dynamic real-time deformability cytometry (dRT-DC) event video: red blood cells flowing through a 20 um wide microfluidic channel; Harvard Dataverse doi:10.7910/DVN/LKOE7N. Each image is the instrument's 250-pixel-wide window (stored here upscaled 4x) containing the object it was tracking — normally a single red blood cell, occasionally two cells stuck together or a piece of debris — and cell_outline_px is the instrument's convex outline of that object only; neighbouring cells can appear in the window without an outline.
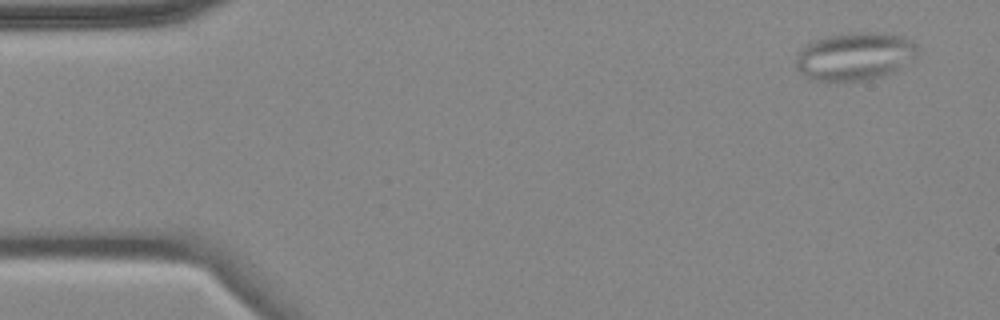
{"species": "common noctule bat (a hibernating species)", "species_latin": "Nyctalus noctula", "temperature_condition": "cold", "stored_images_in_passage": 2, "camera_frame_rate_fps": 3000, "um_per_image_px": 0.085, "animal": {"sex": "female", "body_mass_g": 18.4}, "frame": {"image": 1, "passage_image": 1, "time_ms": 0.0, "image_size_px": [1000, 320], "cell_outline_px": [[916, 60], [892, 72], [868, 80], [828, 84], [812, 80], [800, 72], [796, 68], [796, 56], [808, 44], [816, 40], [828, 36], [852, 32], [880, 32], [904, 36], [912, 40], [916, 44]], "centroid_in_image_um": [72.68, 4.82], "position_along_channel_um": 12.3, "area_um2": 34.68}}